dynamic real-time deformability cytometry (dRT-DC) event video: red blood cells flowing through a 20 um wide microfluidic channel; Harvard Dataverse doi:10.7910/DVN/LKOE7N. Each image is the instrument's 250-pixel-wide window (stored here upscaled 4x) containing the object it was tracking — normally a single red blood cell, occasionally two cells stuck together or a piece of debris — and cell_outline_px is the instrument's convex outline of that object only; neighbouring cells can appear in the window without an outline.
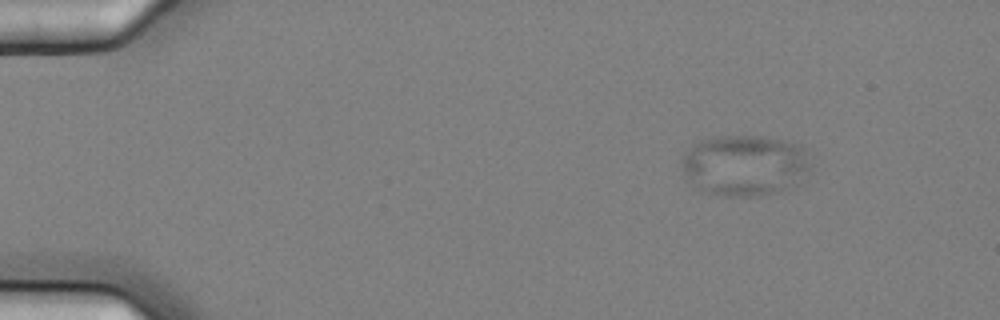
{"species": "common noctule bat (a hibernating species)", "species_latin": "Nyctalus noctula", "temperature_condition": "cold", "stored_images_in_passage": 4, "camera_frame_rate_fps": 3000, "um_per_image_px": 0.085, "animal": {"sex": "female", "body_mass_g": 25.1}, "frame": {"image": 1, "passage_image": 1, "time_ms": 0.0, "image_size_px": [1000, 320], "cell_outline_px": [[812, 172], [800, 184], [772, 192], [748, 196], [728, 196], [712, 192], [700, 188], [684, 172], [680, 164], [688, 148], [700, 140], [716, 136], [760, 136], [792, 144], [800, 148], [804, 152], [812, 164]], "centroid_in_image_um": [63.35, 14.04], "position_along_channel_um": 21.7, "area_um2": 45.03}}
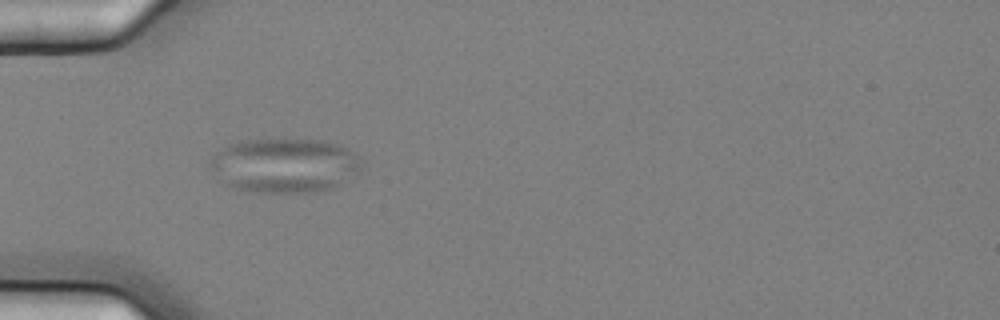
{"frame": {"image": 2, "passage_image": 4, "time_ms": 1.0, "image_size_px": [1000, 320], "cell_outline_px": [[360, 172], [340, 184], [332, 188], [316, 192], [248, 192], [232, 188], [224, 184], [212, 168], [212, 156], [224, 144], [240, 140], [324, 140], [340, 144], [360, 156]], "centroid_in_image_um": [24.19, 14.06], "position_along_channel_um": 60.8, "area_um2": 48.26}}